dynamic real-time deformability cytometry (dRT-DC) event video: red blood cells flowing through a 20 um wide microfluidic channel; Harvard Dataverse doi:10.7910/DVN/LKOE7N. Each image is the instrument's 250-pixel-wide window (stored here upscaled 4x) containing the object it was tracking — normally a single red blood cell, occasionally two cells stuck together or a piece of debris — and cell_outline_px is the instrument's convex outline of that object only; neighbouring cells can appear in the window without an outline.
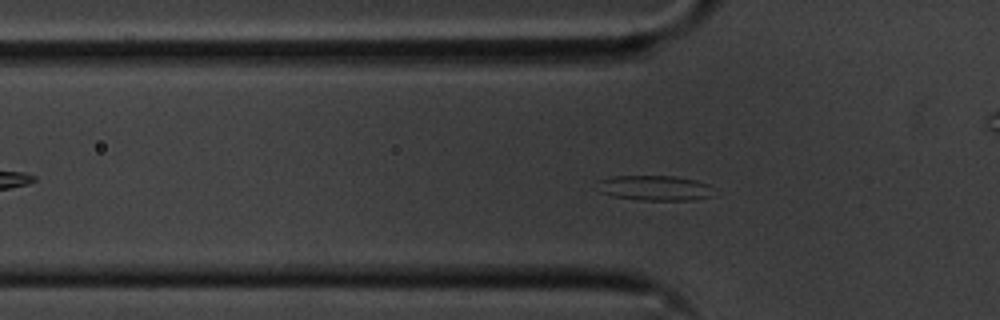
{"species": "common noctule bat (a hibernating species)", "species_latin": "Nyctalus noctula", "temperature_condition": "cold", "stored_images_in_passage": 55, "camera_frame_rate_fps": 3000, "um_per_image_px": 0.085, "animal": {"sex": "male", "body_mass_g": 20.1, "forearm_length_mm": 53.5}, "frame": {"image": 1, "passage_image": 15, "time_ms": 4.667, "image_size_px": [1000, 320], "cell_outline_px": [[712, 196], [692, 200], [640, 200], [612, 196], [600, 192], [596, 180], [612, 176], [676, 176], [696, 180], [708, 184]], "centroid_in_image_um": [55.59, 15.97], "position_along_channel_um": 70.2, "area_um2": 17.05}}
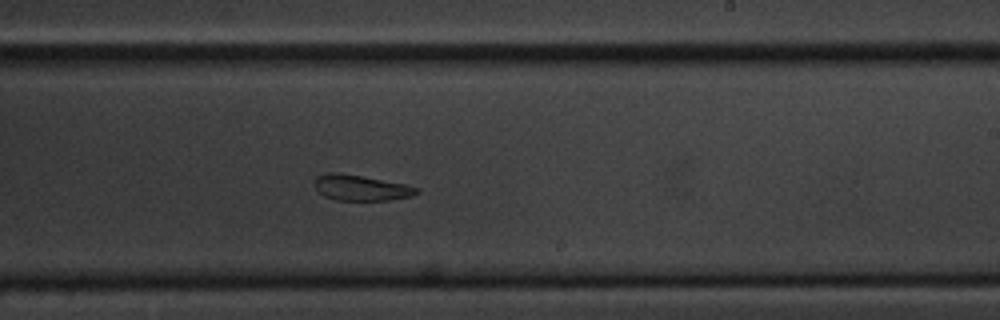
{"frame": {"image": 2, "passage_image": 31, "time_ms": 10.0, "image_size_px": [1000, 320], "cell_outline_px": [[420, 192], [412, 196], [388, 200], [336, 200], [324, 196], [316, 188], [316, 176], [328, 172], [336, 172], [360, 176], [404, 184], [420, 188]], "centroid_in_image_um": [30.7, 15.97], "position_along_channel_um": 258.3, "area_um2": 15.03}}
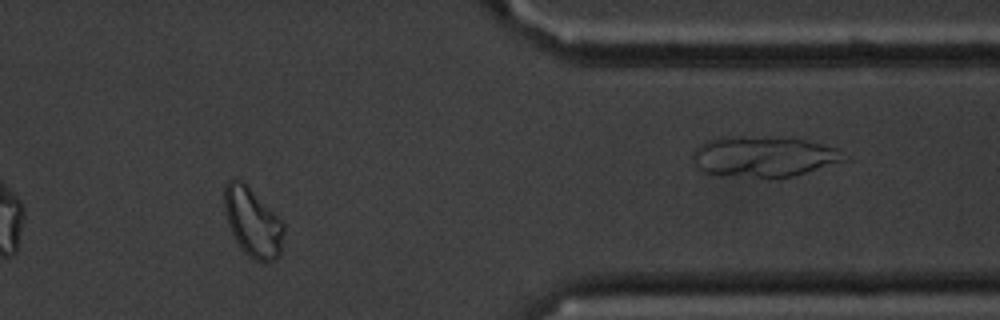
{"frame": {"image": 3, "passage_image": 44, "time_ms": 14.333, "image_size_px": [1000, 320], "cell_outline_px": [[284, 232], [280, 256], [272, 260], [256, 260], [248, 256], [244, 252], [236, 240], [228, 224], [224, 212], [224, 188], [228, 180], [236, 176], [284, 224]], "centroid_in_image_um": [21.45, 18.9], "position_along_channel_um": 390.0, "area_um2": 23.24}, "authors_computed_cell_mechanics": {"area_um2": 17.8024, "velocity_mm_per_s": 3.5226, "shape_relaxation_time_tau1_ms": 4.3682, "shape_relaxation_time_tau2_ms": 2.7247, "deformation_change_tau1": 0.1545, "deformation_change_tau2": 0.1239}}